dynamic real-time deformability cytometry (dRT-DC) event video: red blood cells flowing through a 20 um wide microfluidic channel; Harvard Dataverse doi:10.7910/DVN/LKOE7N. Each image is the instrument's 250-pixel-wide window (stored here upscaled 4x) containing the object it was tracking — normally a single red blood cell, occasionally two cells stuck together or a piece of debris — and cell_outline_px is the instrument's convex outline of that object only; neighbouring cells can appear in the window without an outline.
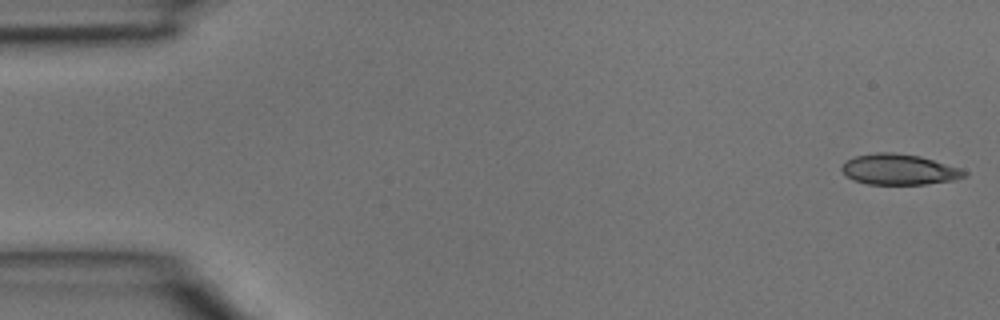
{"species": "common noctule bat (a hibernating species)", "species_latin": "Nyctalus noctula", "temperature_condition": "room temperature", "stored_images_in_passage": 4, "camera_frame_rate_fps": 3000, "um_per_image_px": 0.085, "animal": {"sex": "male", "body_mass_g": 15.6}, "frame": {"image": 1, "passage_image": 1, "time_ms": 0.0, "image_size_px": [1000, 320], "cell_outline_px": [[968, 176], [956, 180], [924, 184], [868, 184], [852, 180], [840, 168], [848, 160], [856, 156], [876, 152], [892, 152], [920, 156], [960, 168], [968, 172]], "centroid_in_image_um": [76.47, 14.41], "position_along_channel_um": 8.5, "area_um2": 21.85}}